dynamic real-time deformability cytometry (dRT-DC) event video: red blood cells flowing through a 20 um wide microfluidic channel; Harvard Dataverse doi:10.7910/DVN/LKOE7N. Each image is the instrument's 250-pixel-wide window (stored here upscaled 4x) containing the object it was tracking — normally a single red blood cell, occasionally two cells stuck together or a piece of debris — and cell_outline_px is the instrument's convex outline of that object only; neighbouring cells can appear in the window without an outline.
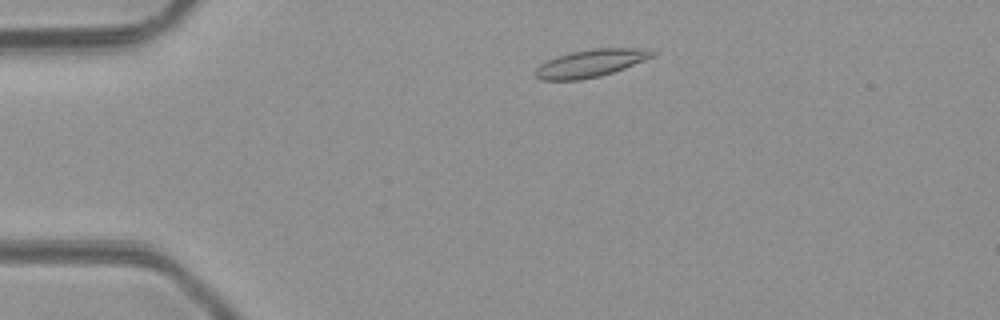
{"species": "common noctule bat (a hibernating species)", "species_latin": "Nyctalus noctula", "temperature_condition": "room temperature", "stored_images_in_passage": 3, "camera_frame_rate_fps": 3000, "um_per_image_px": 0.085, "animal": {"sex": "male", "body_mass_g": 23.1, "forearm_length_mm": 52.7}, "frame": {"image": 1, "passage_image": 2, "time_ms": 1.0, "image_size_px": [1000, 320], "cell_outline_px": [[656, 56], [624, 68], [600, 76], [580, 80], [540, 80], [536, 76], [536, 68], [540, 64], [556, 56], [572, 52], [596, 48], [648, 48], [656, 52]], "centroid_in_image_um": [50.25, 5.37], "position_along_channel_um": 34.8, "area_um2": 18.79}}